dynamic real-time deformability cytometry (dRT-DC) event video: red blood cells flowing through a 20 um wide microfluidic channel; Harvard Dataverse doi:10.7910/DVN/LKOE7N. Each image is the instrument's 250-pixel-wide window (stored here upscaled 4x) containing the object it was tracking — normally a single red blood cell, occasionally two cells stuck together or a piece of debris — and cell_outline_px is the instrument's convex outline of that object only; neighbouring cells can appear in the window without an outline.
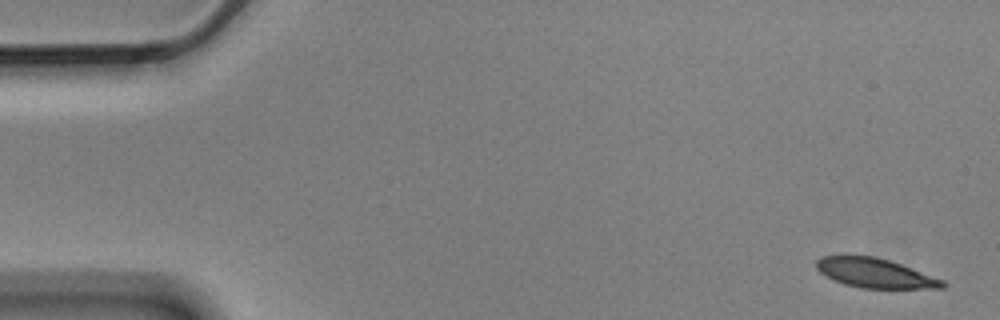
{"species": "Egyptian fruit bat (a non-hibernating species)", "species_latin": "Rousettus aegyptiacus", "temperature_condition": "cold", "stored_images_in_passage": 5, "camera_frame_rate_fps": 3000, "um_per_image_px": 0.085, "animal": {"sex": "male"}, "frame": {"image": 1, "passage_image": 1, "time_ms": 0.0, "image_size_px": [1000, 320], "cell_outline_px": [[948, 284], [944, 288], [860, 288], [844, 284], [820, 272], [816, 268], [816, 260], [820, 256], [844, 252], [872, 256], [888, 260], [900, 264], [944, 280]], "centroid_in_image_um": [74.3, 23.16], "position_along_channel_um": 10.7, "area_um2": 22.08}}
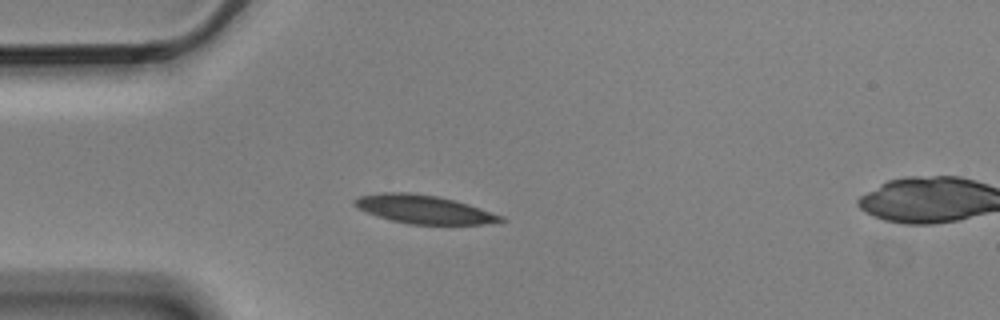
{"frame": {"image": 2, "passage_image": 4, "time_ms": 1.0, "image_size_px": [1000, 320], "cell_outline_px": [[504, 220], [484, 224], [408, 224], [392, 220], [356, 208], [352, 204], [352, 200], [360, 196], [380, 192], [408, 192], [436, 196], [468, 204], [504, 216]], "centroid_in_image_um": [35.98, 17.78], "position_along_channel_um": 49.0, "area_um2": 23.93}}